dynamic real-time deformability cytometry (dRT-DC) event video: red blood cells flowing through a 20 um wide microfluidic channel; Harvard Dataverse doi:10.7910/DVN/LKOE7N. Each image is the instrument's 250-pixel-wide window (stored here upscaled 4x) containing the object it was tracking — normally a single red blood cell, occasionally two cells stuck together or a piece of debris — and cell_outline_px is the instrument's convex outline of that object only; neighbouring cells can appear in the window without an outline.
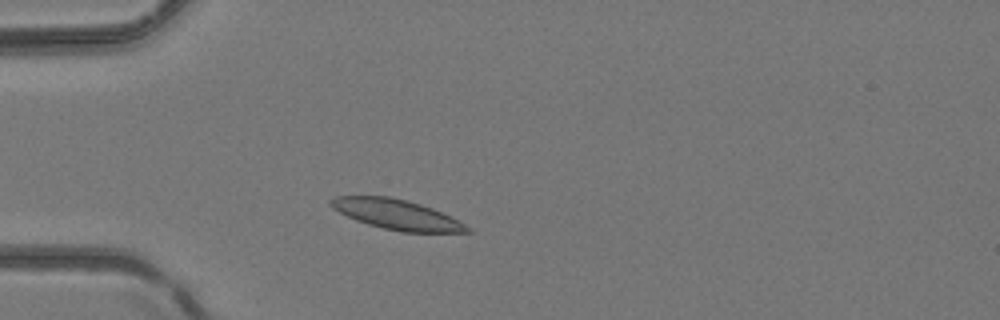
{"species": "common noctule bat (a hibernating species)", "species_latin": "Nyctalus noctula", "temperature_condition": "room temperature", "stored_images_in_passage": 4, "camera_frame_rate_fps": 3000, "um_per_image_px": 0.085, "animal": {"sex": "female", "body_mass_g": 24.6, "forearm_length_mm": 56.2}, "frame": {"image": 1, "passage_image": 3, "time_ms": 0.667, "image_size_px": [1000, 320], "cell_outline_px": [[472, 232], [400, 232], [368, 224], [356, 220], [332, 208], [328, 204], [328, 200], [336, 196], [388, 196], [420, 204], [432, 208], [472, 228]], "centroid_in_image_um": [33.68, 18.23], "position_along_channel_um": 51.3, "area_um2": 23.52}}